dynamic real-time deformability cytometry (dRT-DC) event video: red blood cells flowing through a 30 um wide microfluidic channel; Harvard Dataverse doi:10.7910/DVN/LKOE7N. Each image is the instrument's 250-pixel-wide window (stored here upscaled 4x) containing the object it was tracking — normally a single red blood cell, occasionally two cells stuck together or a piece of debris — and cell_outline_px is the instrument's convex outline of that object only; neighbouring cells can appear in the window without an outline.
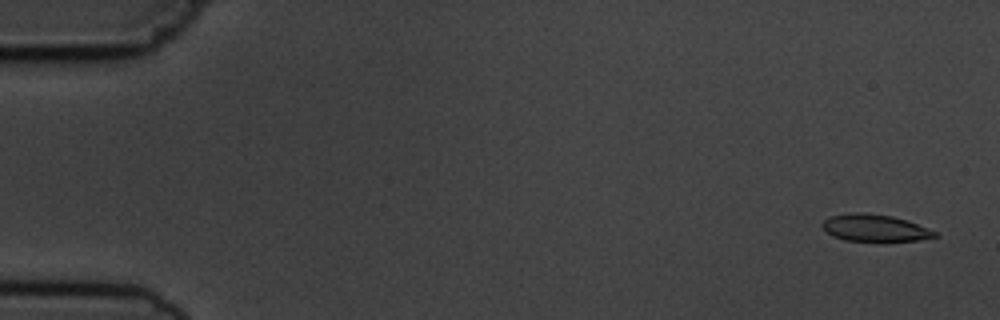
{"species": "common noctule bat (a hibernating species)", "species_latin": "Nyctalus noctula", "temperature_condition": "cold", "stored_images_in_passage": 5, "camera_frame_rate_fps": 3000, "um_per_image_px": 0.085, "animal": {"sex": "male", "body_mass_g": 19.5, "forearm_length_mm": 54.6}, "frame": {"image": 1, "passage_image": 1, "time_ms": 0.0, "image_size_px": [1000, 320], "cell_outline_px": [[940, 236], [920, 240], [880, 244], [844, 240], [832, 236], [820, 224], [824, 220], [832, 216], [856, 212], [860, 212], [892, 216], [908, 220], [936, 232]], "centroid_in_image_um": [74.4, 19.43], "position_along_channel_um": 10.6, "area_um2": 18.44}}
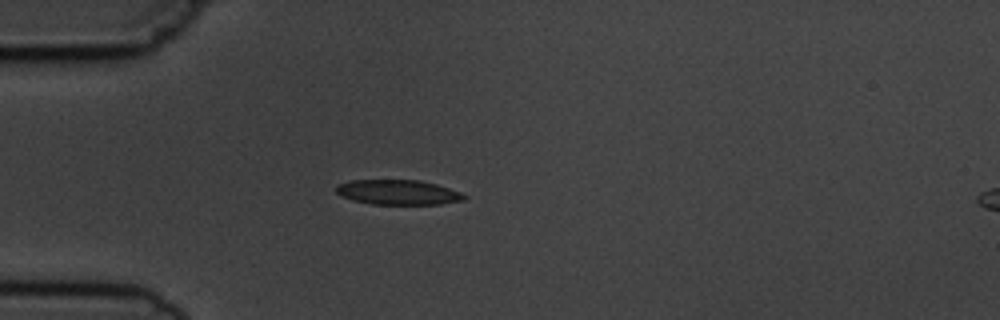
{"frame": {"image": 2, "passage_image": 4, "time_ms": 4.333, "image_size_px": [1000, 320], "cell_outline_px": [[468, 196], [464, 200], [440, 204], [372, 204], [352, 200], [340, 196], [336, 192], [336, 184], [352, 180], [420, 180], [436, 184], [460, 192]], "centroid_in_image_um": [33.81, 16.34], "position_along_channel_um": 51.2, "area_um2": 18.61}}